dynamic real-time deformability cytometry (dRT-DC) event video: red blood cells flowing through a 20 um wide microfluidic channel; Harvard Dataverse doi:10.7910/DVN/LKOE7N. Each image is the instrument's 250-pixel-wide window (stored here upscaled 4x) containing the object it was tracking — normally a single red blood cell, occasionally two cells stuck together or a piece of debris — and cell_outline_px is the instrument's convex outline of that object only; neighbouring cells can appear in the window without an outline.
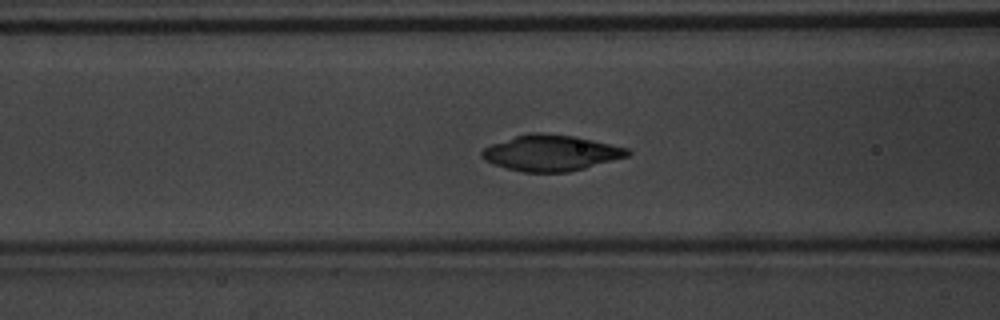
{"species": "common noctule bat (a hibernating species)", "species_latin": "Nyctalus noctula", "temperature_condition": "warm", "stored_images_in_passage": 43, "camera_frame_rate_fps": 3000, "um_per_image_px": 0.085, "animal": {"sex": "male", "body_mass_g": 20.1, "forearm_length_mm": 53.5}, "frame": {"image": 1, "passage_image": 22, "time_ms": 7.0, "image_size_px": [1000, 320], "cell_outline_px": [[632, 152], [628, 156], [584, 168], [568, 172], [524, 172], [508, 168], [484, 160], [480, 156], [480, 152], [484, 148], [492, 144], [528, 132], [540, 132], [576, 136], [628, 148]], "centroid_in_image_um": [46.84, 12.99], "position_along_channel_um": 119.8, "area_um2": 30.29}}
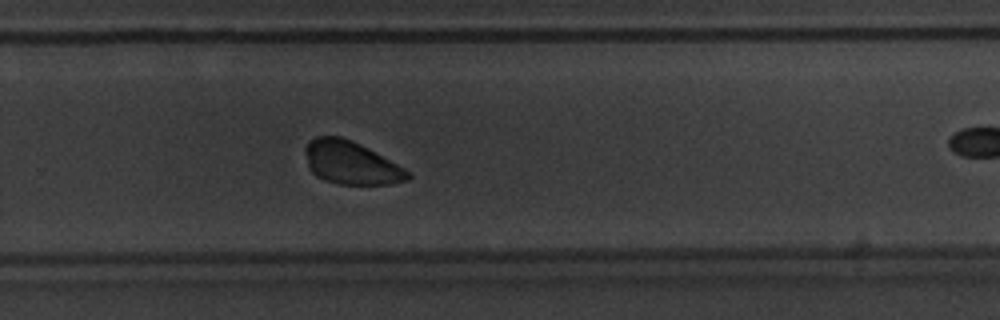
{"frame": {"image": 2, "passage_image": 36, "time_ms": 11.667, "image_size_px": [1000, 320], "cell_outline_px": [[412, 176], [408, 180], [392, 184], [340, 184], [324, 180], [316, 176], [308, 168], [304, 152], [304, 148], [316, 136], [340, 136], [352, 140], [360, 144], [412, 172]], "centroid_in_image_um": [29.84, 13.85], "position_along_channel_um": 300.0, "area_um2": 25.78}}
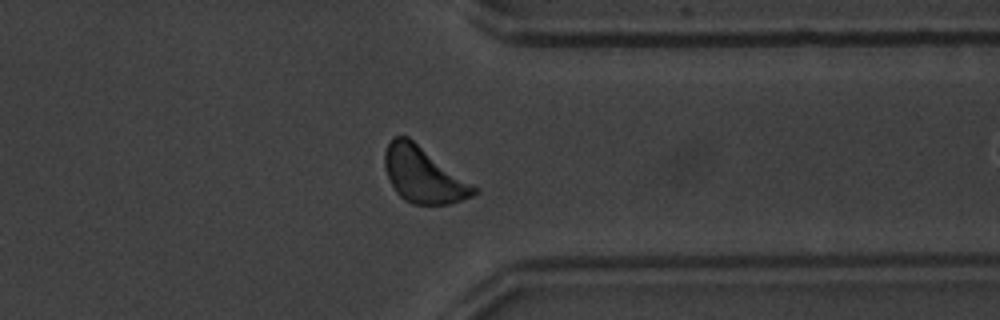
{"frame": {"image": 3, "passage_image": 42, "time_ms": 13.667, "image_size_px": [1000, 320], "cell_outline_px": [[480, 192], [472, 196], [448, 204], [412, 204], [404, 200], [396, 192], [384, 168], [384, 152], [392, 136], [408, 136], [480, 188]], "centroid_in_image_um": [36.01, 14.85], "position_along_channel_um": 375.4, "area_um2": 29.25}}